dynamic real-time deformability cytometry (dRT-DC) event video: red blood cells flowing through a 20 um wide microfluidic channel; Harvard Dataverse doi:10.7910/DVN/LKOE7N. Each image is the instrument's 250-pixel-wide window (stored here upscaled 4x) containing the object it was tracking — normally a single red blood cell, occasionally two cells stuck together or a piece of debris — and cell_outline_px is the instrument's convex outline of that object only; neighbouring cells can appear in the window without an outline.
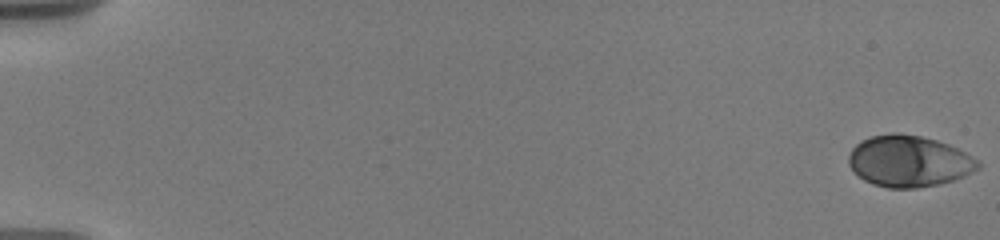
{"species": "human", "species_latin": "Homo sapiens", "temperature_condition": "warm", "stored_images_in_passage": 24, "camera_frame_rate_fps": 3000, "um_per_image_px": 0.085, "donor": {"sex": "male"}, "frame": {"image": 1, "passage_image": 1, "time_ms": 0.0, "image_size_px": [1000, 240], "cell_outline_px": [[980, 168], [964, 176], [952, 180], [936, 184], [916, 188], [888, 188], [872, 184], [864, 180], [848, 164], [848, 156], [852, 148], [860, 140], [872, 136], [892, 132], [896, 132], [920, 136], [936, 140], [948, 144], [980, 160]], "centroid_in_image_um": [77.25, 13.69], "position_along_channel_um": 7.8, "area_um2": 38.67}}
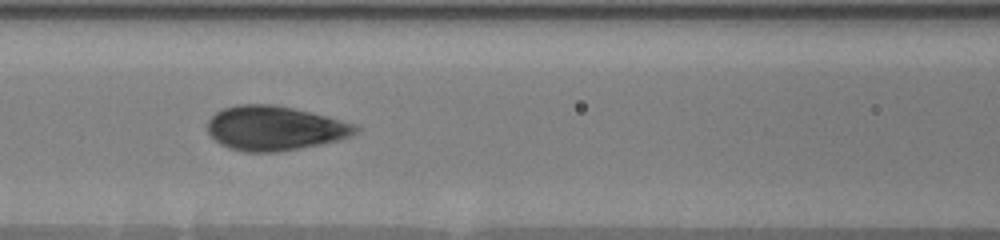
{"frame": {"image": 2, "passage_image": 21, "time_ms": 8.667, "image_size_px": [1000, 240], "cell_outline_px": [[360, 128], [356, 132], [348, 136], [336, 140], [320, 144], [276, 152], [244, 152], [228, 148], [220, 144], [208, 132], [208, 120], [216, 112], [224, 108], [236, 104], [272, 104], [292, 108], [356, 124]], "centroid_in_image_um": [23.3, 10.9], "position_along_channel_um": 143.3, "area_um2": 37.92}}
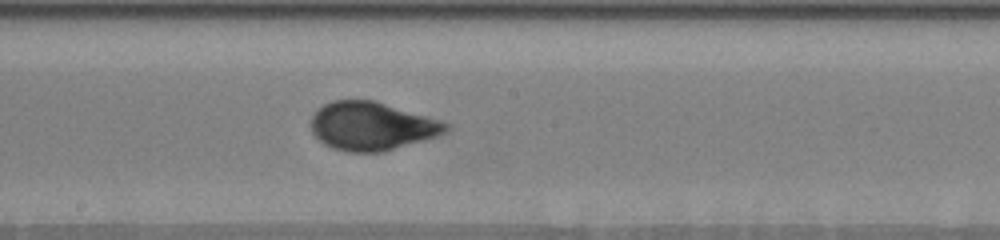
{"frame": {"image": 3, "passage_image": 24, "time_ms": 10.667, "image_size_px": [1000, 240], "cell_outline_px": [[452, 128], [448, 132], [436, 136], [384, 152], [348, 152], [332, 148], [324, 144], [312, 132], [312, 116], [324, 104], [332, 100], [372, 100], [440, 120], [452, 124]], "centroid_in_image_um": [31.63, 10.73], "position_along_channel_um": 216.6, "area_um2": 37.8}}